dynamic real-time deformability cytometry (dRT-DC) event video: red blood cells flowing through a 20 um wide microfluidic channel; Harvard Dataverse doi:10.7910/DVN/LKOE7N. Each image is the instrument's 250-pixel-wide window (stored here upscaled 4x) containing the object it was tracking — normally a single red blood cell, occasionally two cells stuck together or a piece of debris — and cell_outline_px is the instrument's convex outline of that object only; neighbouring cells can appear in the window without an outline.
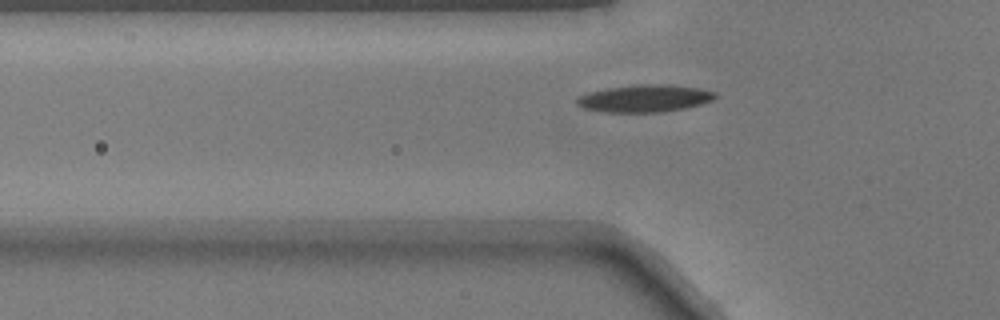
{"species": "common noctule bat (a hibernating species)", "species_latin": "Nyctalus noctula", "temperature_condition": "warm", "stored_images_in_passage": 38, "camera_frame_rate_fps": 3000, "um_per_image_px": 0.085, "animal": {"sex": "male", "body_mass_g": 17.9}, "frame": {"image": 1, "passage_image": 8, "time_ms": 2.333, "image_size_px": [1000, 320], "cell_outline_px": [[720, 96], [712, 100], [700, 104], [684, 108], [664, 112], [608, 112], [584, 108], [576, 104], [576, 100], [580, 96], [588, 92], [608, 88], [636, 84], [668, 84], [700, 88], [716, 92]], "centroid_in_image_um": [54.84, 8.35], "position_along_channel_um": 71.0, "area_um2": 22.08}}
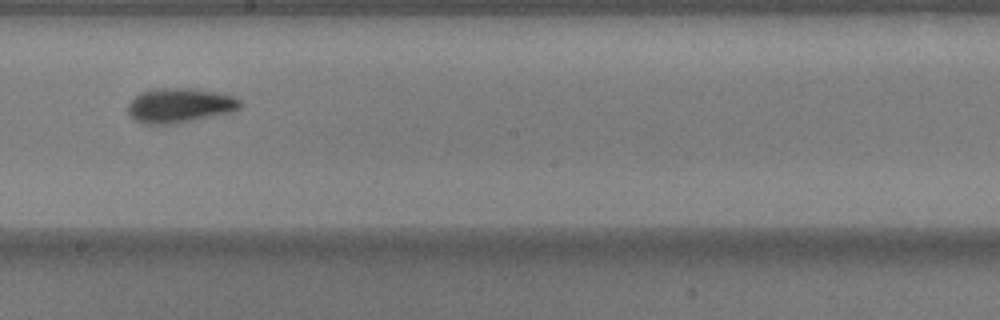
{"frame": {"image": 2, "passage_image": 20, "time_ms": 6.333, "image_size_px": [1000, 320], "cell_outline_px": [[244, 104], [240, 108], [232, 112], [176, 124], [144, 124], [128, 116], [128, 104], [140, 92], [152, 88], [188, 88], [220, 92], [232, 96], [240, 100]], "centroid_in_image_um": [15.28, 8.96], "position_along_channel_um": 232.9, "area_um2": 22.95}}
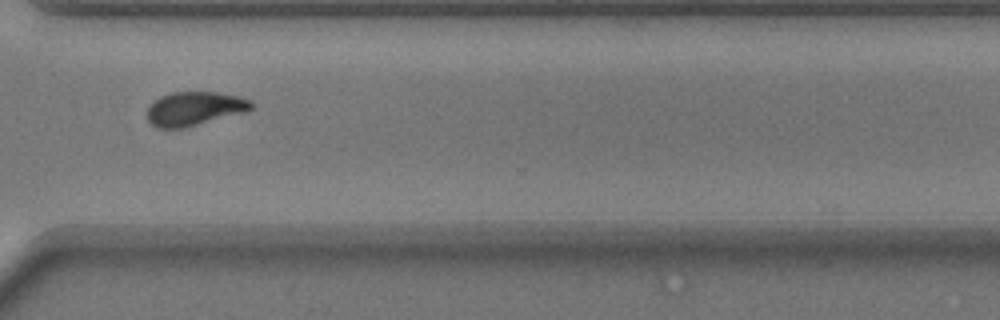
{"frame": {"image": 3, "passage_image": 29, "time_ms": 9.333, "image_size_px": [1000, 320], "cell_outline_px": [[252, 108], [248, 112], [184, 128], [156, 128], [148, 120], [148, 108], [152, 100], [160, 96], [172, 92], [220, 92], [240, 96], [252, 100]], "centroid_in_image_um": [16.56, 9.23], "position_along_channel_um": 354.0, "area_um2": 20.92}}